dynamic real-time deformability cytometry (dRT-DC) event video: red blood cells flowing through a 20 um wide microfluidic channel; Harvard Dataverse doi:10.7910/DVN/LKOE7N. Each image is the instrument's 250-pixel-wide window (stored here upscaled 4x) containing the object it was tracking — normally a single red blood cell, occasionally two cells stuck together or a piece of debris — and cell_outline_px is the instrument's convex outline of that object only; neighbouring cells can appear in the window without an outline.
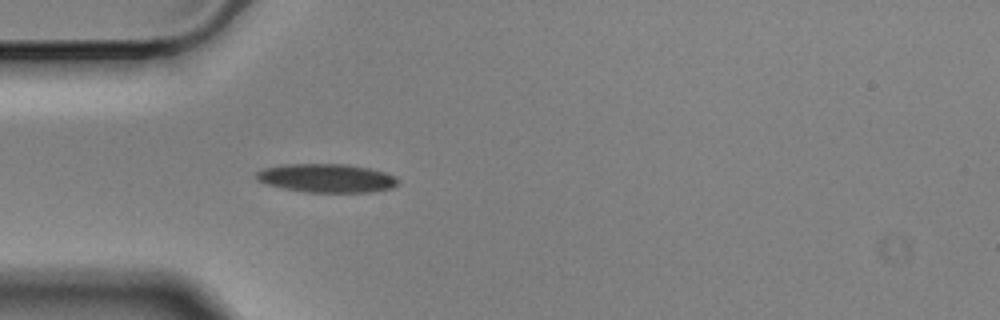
{"species": "Egyptian fruit bat (a non-hibernating species)", "species_latin": "Rousettus aegyptiacus", "temperature_condition": "cold", "stored_images_in_passage": 4, "camera_frame_rate_fps": 3000, "um_per_image_px": 0.085, "animal": {"sex": "male"}, "frame": {"image": 1, "passage_image": 4, "time_ms": 1.0, "image_size_px": [1000, 320], "cell_outline_px": [[400, 184], [392, 188], [372, 192], [308, 192], [284, 188], [268, 184], [256, 180], [252, 176], [256, 172], [264, 168], [284, 164], [348, 164], [368, 168], [384, 172], [396, 176], [400, 180]], "centroid_in_image_um": [27.78, 15.14], "position_along_channel_um": 57.2, "area_um2": 23.81}}